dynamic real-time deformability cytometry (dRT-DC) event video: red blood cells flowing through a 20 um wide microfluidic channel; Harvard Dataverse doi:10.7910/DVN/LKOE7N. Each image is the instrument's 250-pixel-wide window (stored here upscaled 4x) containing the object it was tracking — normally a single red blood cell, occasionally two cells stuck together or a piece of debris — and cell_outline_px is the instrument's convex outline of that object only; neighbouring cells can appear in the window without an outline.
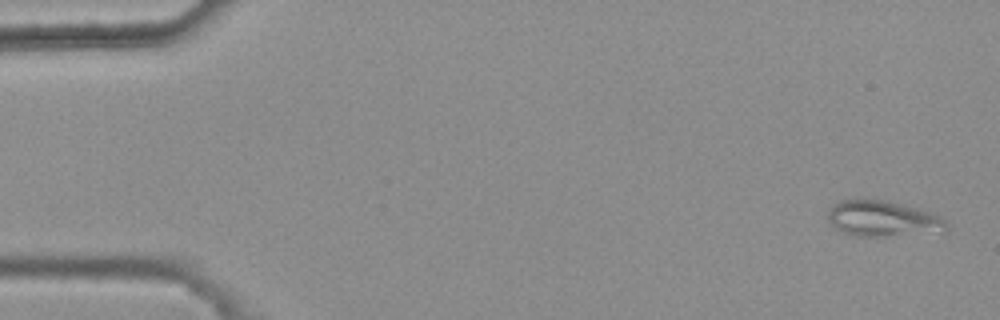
{"species": "common noctule bat (a hibernating species)", "species_latin": "Nyctalus noctula", "temperature_condition": "warm", "stored_images_in_passage": 3, "camera_frame_rate_fps": 3000, "um_per_image_px": 0.085, "animal": {"sex": "female", "body_mass_g": 25.1}, "frame": {"image": 1, "passage_image": 3, "time_ms": 0.667, "image_size_px": [1000, 320], "cell_outline_px": [[948, 228], [944, 232], [880, 236], [856, 236], [844, 232], [836, 228], [828, 220], [828, 212], [840, 200], [884, 200], [916, 208], [940, 216], [948, 224]], "centroid_in_image_um": [75.07, 18.6], "position_along_channel_um": 9.9, "area_um2": 24.22}}